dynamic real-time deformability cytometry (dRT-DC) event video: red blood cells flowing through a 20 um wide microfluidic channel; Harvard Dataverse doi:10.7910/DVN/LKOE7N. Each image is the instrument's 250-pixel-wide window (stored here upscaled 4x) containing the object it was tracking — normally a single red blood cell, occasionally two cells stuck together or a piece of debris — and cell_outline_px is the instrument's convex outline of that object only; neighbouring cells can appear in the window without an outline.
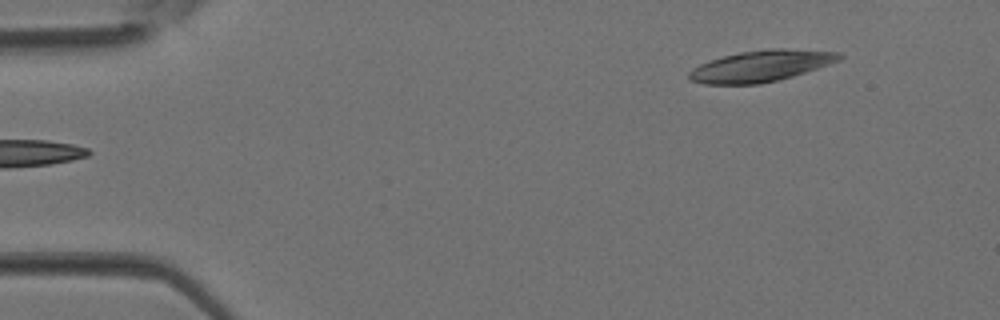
{"species": "Egyptian fruit bat (a non-hibernating species)", "species_latin": "Rousettus aegyptiacus", "temperature_condition": "room temperature", "stored_images_in_passage": 3, "camera_frame_rate_fps": 3000, "um_per_image_px": 0.085, "animal": {"sex": "female"}, "frame": {"image": 1, "passage_image": 3, "time_ms": 0.667, "image_size_px": [1000, 320], "cell_outline_px": [[844, 56], [840, 60], [792, 76], [760, 84], [704, 84], [688, 80], [688, 72], [692, 68], [700, 64], [724, 56], [740, 52], [772, 48], [784, 48], [840, 52]], "centroid_in_image_um": [64.66, 5.61], "position_along_channel_um": 20.3, "area_um2": 27.22}}